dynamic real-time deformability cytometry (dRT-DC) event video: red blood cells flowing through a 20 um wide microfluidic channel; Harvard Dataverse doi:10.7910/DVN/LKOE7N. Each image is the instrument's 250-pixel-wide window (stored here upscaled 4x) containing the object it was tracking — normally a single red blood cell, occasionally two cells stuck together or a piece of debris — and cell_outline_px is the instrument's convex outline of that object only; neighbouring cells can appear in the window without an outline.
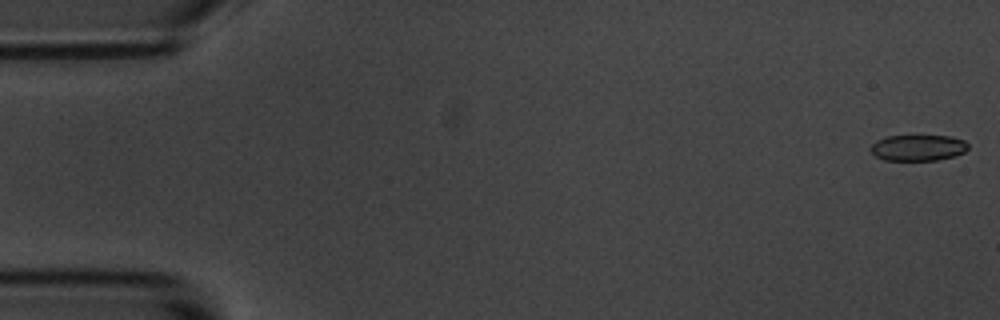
{"species": "common noctule bat (a hibernating species)", "species_latin": "Nyctalus noctula", "temperature_condition": "room temperature", "stored_images_in_passage": 57, "camera_frame_rate_fps": 3000, "um_per_image_px": 0.085, "animal": {"sex": "male", "body_mass_g": 20.1, "forearm_length_mm": 53.5}, "frame": {"image": 1, "passage_image": 1, "time_ms": 0.0, "image_size_px": [1000, 320], "cell_outline_px": [[968, 148], [964, 152], [956, 156], [936, 160], [884, 160], [876, 156], [868, 148], [876, 140], [888, 136], [952, 136], [964, 140], [968, 144]], "centroid_in_image_um": [78.04, 12.56], "position_along_channel_um": 7.0, "area_um2": 14.85}}
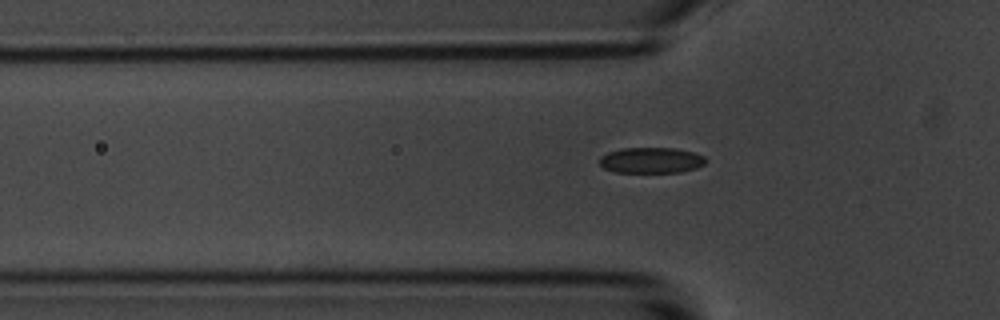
{"frame": {"image": 2, "passage_image": 18, "time_ms": 5.667, "image_size_px": [1000, 320], "cell_outline_px": [[708, 160], [704, 164], [696, 168], [680, 172], [616, 172], [604, 168], [600, 164], [600, 156], [608, 152], [620, 148], [676, 148], [696, 152], [704, 156]], "centroid_in_image_um": [55.38, 13.61], "position_along_channel_um": 70.4, "area_um2": 16.07}}
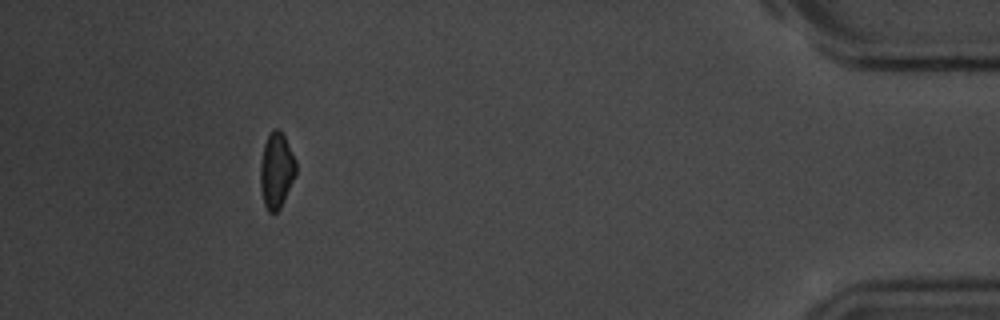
{"frame": {"image": 3, "passage_image": 52, "time_ms": 17.0, "image_size_px": [1000, 320], "cell_outline_px": [[296, 172], [284, 200], [280, 208], [276, 212], [268, 212], [264, 204], [260, 188], [260, 164], [264, 144], [272, 128], [280, 128], [296, 160]], "centroid_in_image_um": [23.48, 14.46], "position_along_channel_um": 411.7, "area_um2": 15.66}, "authors_computed_cell_mechanics": {"area_um2": 16.5308, "velocity_mm_per_s": 3.539, "shape_relaxation_time_tau1_ms": 3.0956, "shape_relaxation_time_tau2_ms": 7.6324, "deformation_change_tau1": 0.0764, "deformation_change_tau2": 0.1062}}